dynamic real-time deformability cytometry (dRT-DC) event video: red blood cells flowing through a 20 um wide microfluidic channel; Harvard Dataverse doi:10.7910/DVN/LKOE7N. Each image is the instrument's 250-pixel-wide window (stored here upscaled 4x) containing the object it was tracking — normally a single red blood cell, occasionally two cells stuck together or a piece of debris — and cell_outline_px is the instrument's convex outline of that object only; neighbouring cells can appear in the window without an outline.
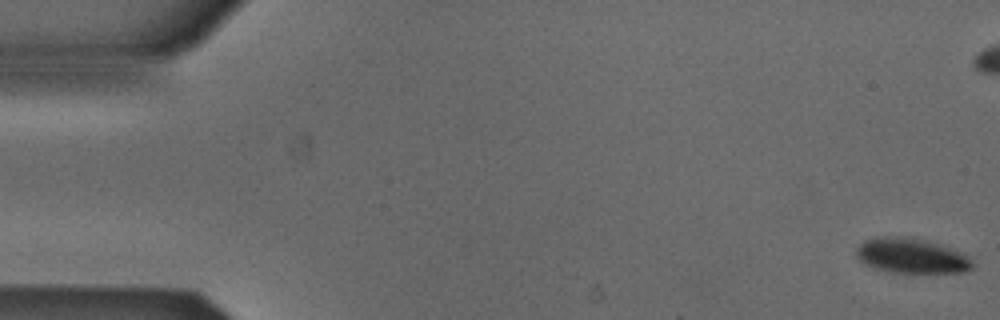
{"species": "Egyptian fruit bat (a non-hibernating species)", "species_latin": "Rousettus aegyptiacus", "temperature_condition": "cold", "stored_images_in_passage": 13, "camera_frame_rate_fps": 3000, "um_per_image_px": 0.085, "animal": {"sex": "male"}, "frame": {"image": 1, "passage_image": 1, "time_ms": 0.0, "image_size_px": [1000, 320], "cell_outline_px": [[972, 268], [964, 272], [892, 272], [872, 268], [864, 264], [856, 256], [856, 248], [864, 240], [876, 236], [896, 236], [920, 240], [936, 244], [964, 252], [972, 260]], "centroid_in_image_um": [77.43, 21.75], "position_along_channel_um": 7.6, "area_um2": 23.47}}